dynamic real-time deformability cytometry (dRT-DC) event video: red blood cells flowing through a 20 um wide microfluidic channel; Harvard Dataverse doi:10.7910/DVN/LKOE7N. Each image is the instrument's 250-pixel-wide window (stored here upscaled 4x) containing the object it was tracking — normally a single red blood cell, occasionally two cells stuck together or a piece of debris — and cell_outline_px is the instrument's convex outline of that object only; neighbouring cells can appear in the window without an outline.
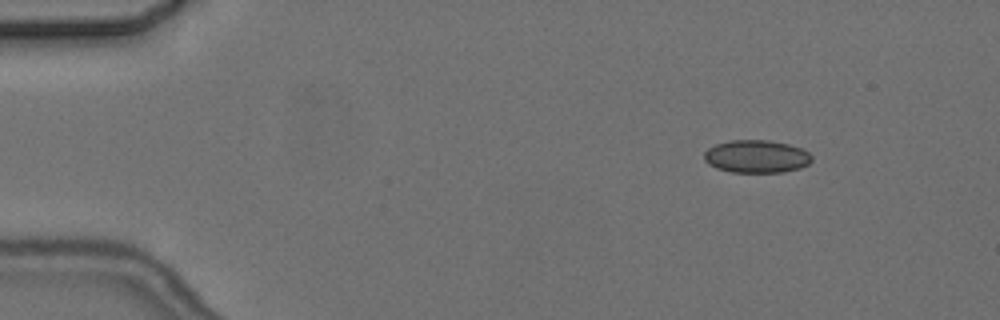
{"species": "common noctule bat (a hibernating species)", "species_latin": "Nyctalus noctula", "temperature_condition": "cold", "stored_images_in_passage": 3, "camera_frame_rate_fps": 3000, "um_per_image_px": 0.085, "animal": {"sex": "female", "body_mass_g": 24.6, "forearm_length_mm": 56.2}, "frame": {"image": 1, "passage_image": 1, "time_ms": 0.0, "image_size_px": [1000, 320], "cell_outline_px": [[812, 160], [808, 164], [800, 168], [784, 172], [732, 172], [716, 168], [708, 164], [704, 160], [704, 152], [708, 148], [716, 144], [728, 140], [768, 140], [788, 144], [800, 148], [808, 152], [812, 156]], "centroid_in_image_um": [64.28, 13.3], "position_along_channel_um": 20.7, "area_um2": 20.63}}